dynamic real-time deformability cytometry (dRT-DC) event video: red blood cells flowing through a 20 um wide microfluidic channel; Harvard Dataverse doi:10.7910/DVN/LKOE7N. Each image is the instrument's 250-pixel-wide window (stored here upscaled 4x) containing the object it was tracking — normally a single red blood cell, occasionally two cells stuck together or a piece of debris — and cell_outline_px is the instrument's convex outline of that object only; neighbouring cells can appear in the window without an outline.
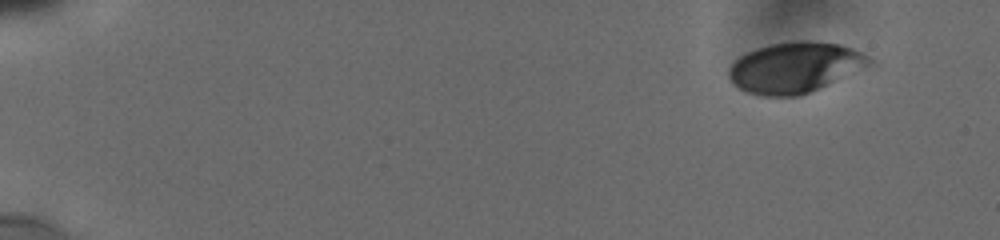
{"species": "human", "species_latin": "Homo sapiens", "temperature_condition": "cold", "stored_images_in_passage": 13, "camera_frame_rate_fps": 3000, "um_per_image_px": 0.085, "donor": {"sex": "male"}, "frame": {"image": 1, "passage_image": 1, "time_ms": 0.0, "image_size_px": [1000, 240], "cell_outline_px": [[872, 64], [800, 96], [764, 96], [748, 92], [740, 88], [728, 76], [728, 68], [740, 56], [748, 52], [772, 44], [840, 44], [852, 48], [868, 56], [872, 60]], "centroid_in_image_um": [67.54, 5.78], "position_along_channel_um": 17.5, "area_um2": 39.65}}
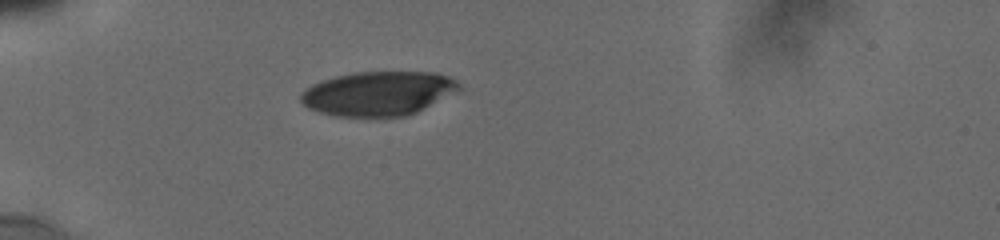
{"frame": {"image": 2, "passage_image": 7, "time_ms": 4.333, "image_size_px": [1000, 240], "cell_outline_px": [[464, 88], [416, 112], [404, 116], [336, 116], [320, 112], [308, 108], [300, 100], [300, 92], [304, 88], [312, 84], [336, 76], [352, 72], [436, 72], [448, 76], [456, 80]], "centroid_in_image_um": [32.15, 7.93], "position_along_channel_um": 52.8, "area_um2": 40.81}}
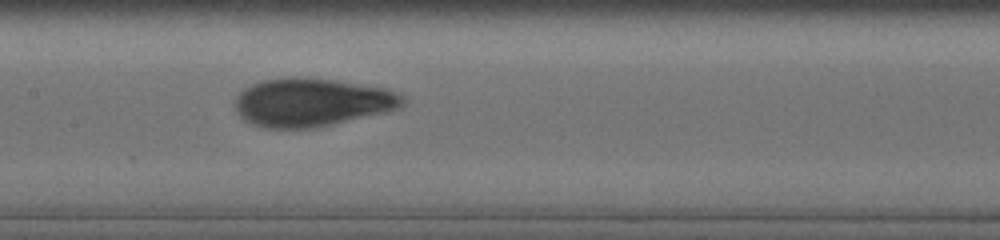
{"frame": {"image": 3, "passage_image": 12, "time_ms": 8.333, "image_size_px": [1000, 240], "cell_outline_px": [[408, 100], [400, 108], [384, 112], [312, 128], [268, 128], [252, 124], [244, 120], [240, 116], [236, 108], [236, 96], [244, 88], [252, 84], [264, 80], [292, 76], [296, 76], [336, 80], [388, 88], [404, 96]], "centroid_in_image_um": [26.53, 8.68], "position_along_channel_um": 180.9, "area_um2": 47.16}}